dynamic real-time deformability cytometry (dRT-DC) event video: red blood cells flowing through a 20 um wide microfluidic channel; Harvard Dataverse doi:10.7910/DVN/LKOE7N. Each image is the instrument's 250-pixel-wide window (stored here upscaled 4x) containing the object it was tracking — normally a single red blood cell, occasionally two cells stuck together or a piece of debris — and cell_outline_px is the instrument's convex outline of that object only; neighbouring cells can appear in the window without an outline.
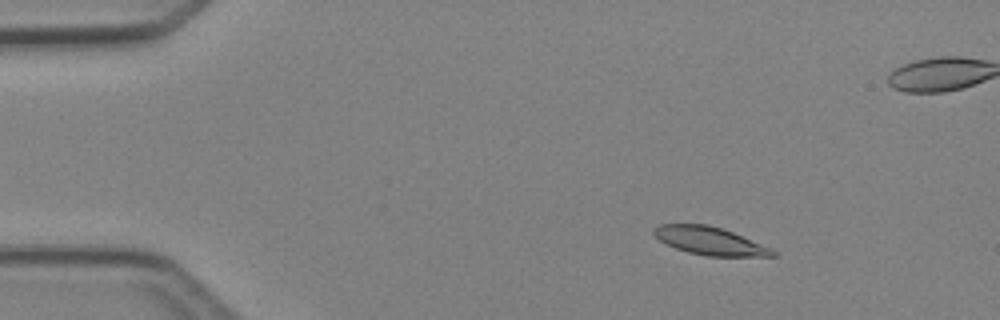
{"species": "Egyptian fruit bat (a non-hibernating species)", "species_latin": "Rousettus aegyptiacus", "temperature_condition": "cold", "stored_images_in_passage": 4, "camera_frame_rate_fps": 3000, "um_per_image_px": 0.085, "animal": {"sex": "female"}, "frame": {"image": 1, "passage_image": 2, "time_ms": 1.333, "image_size_px": [1000, 320], "cell_outline_px": [[776, 256], [708, 256], [688, 252], [676, 248], [660, 240], [652, 232], [652, 228], [660, 224], [708, 224], [732, 232], [772, 248], [776, 252]], "centroid_in_image_um": [60.33, 20.47], "position_along_channel_um": 24.7, "area_um2": 19.13}}